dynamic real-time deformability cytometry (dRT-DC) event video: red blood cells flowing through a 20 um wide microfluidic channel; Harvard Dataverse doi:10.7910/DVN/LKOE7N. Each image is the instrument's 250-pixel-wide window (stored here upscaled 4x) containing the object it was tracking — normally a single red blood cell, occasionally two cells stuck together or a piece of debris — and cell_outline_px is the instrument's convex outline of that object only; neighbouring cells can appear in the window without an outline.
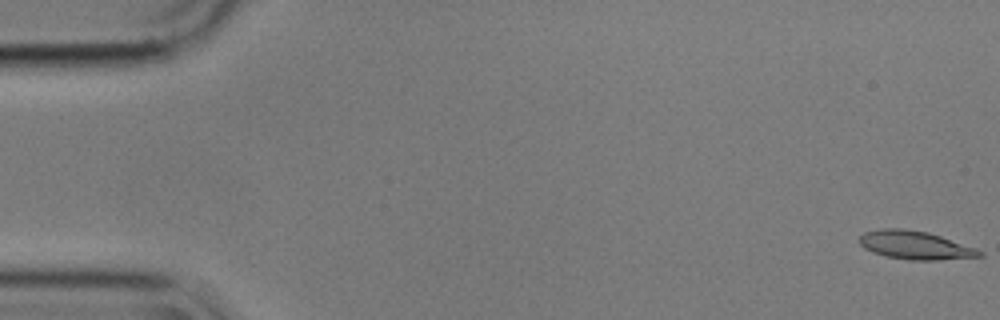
{"species": "common noctule bat (a hibernating species)", "species_latin": "Nyctalus noctula", "temperature_condition": "cold", "stored_images_in_passage": 56, "camera_frame_rate_fps": 3000, "um_per_image_px": 0.085, "animal": {"sex": "male", "body_mass_g": 17.9}, "frame": {"image": 1, "passage_image": 1, "time_ms": 0.0, "image_size_px": [1000, 320], "cell_outline_px": [[984, 256], [940, 260], [908, 260], [884, 256], [872, 252], [864, 248], [860, 244], [860, 236], [864, 232], [880, 228], [904, 228], [928, 232], [976, 248], [984, 252]], "centroid_in_image_um": [77.78, 20.84], "position_along_channel_um": 7.2, "area_um2": 20.0}}
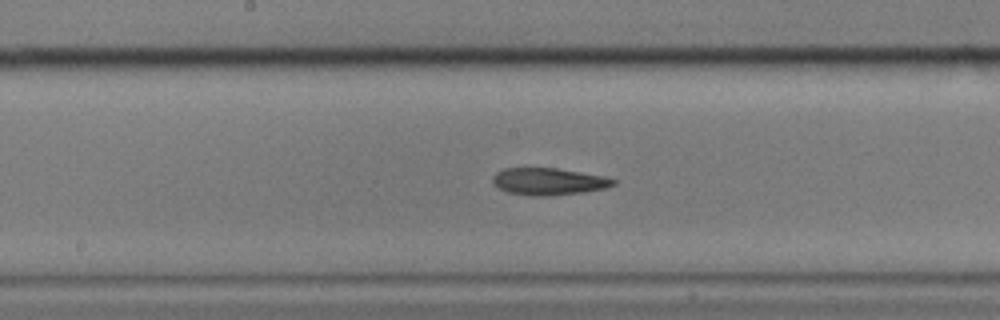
{"frame": {"image": 2, "passage_image": 29, "time_ms": 9.333, "image_size_px": [1000, 320], "cell_outline_px": [[616, 184], [608, 188], [584, 192], [548, 196], [532, 196], [508, 192], [492, 184], [492, 176], [496, 172], [504, 168], [556, 168], [604, 176], [616, 180]], "centroid_in_image_um": [46.63, 15.43], "position_along_channel_um": 201.6, "area_um2": 19.13}}
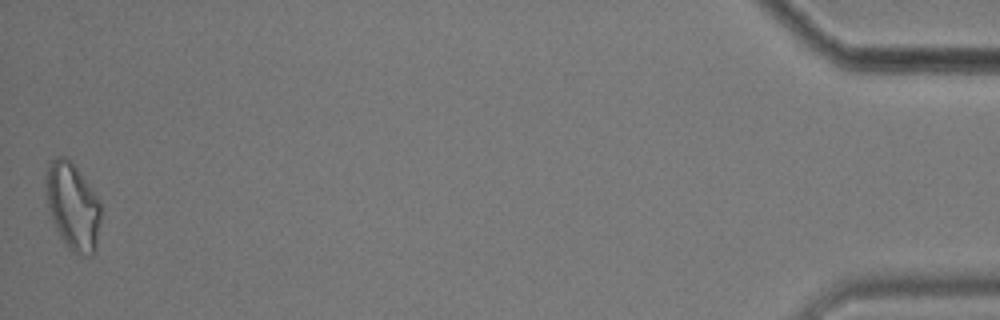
{"frame": {"image": 3, "passage_image": 56, "time_ms": 18.333, "image_size_px": [1000, 320], "cell_outline_px": [[100, 220], [96, 248], [92, 256], [80, 256], [68, 248], [64, 244], [56, 232], [48, 208], [44, 192], [44, 180], [48, 160], [56, 156], [68, 156], [100, 200]], "centroid_in_image_um": [6.14, 17.51], "position_along_channel_um": 429.1, "area_um2": 28.73}, "authors_computed_cell_mechanics": {"area_um2": 19.3052, "velocity_mm_per_s": 3.5523, "shape_relaxation_time_tau1_ms": null, "shape_relaxation_time_tau2_ms": 4.0902, "deformation_change_tau1": null, "deformation_change_tau2": 0.1261}}